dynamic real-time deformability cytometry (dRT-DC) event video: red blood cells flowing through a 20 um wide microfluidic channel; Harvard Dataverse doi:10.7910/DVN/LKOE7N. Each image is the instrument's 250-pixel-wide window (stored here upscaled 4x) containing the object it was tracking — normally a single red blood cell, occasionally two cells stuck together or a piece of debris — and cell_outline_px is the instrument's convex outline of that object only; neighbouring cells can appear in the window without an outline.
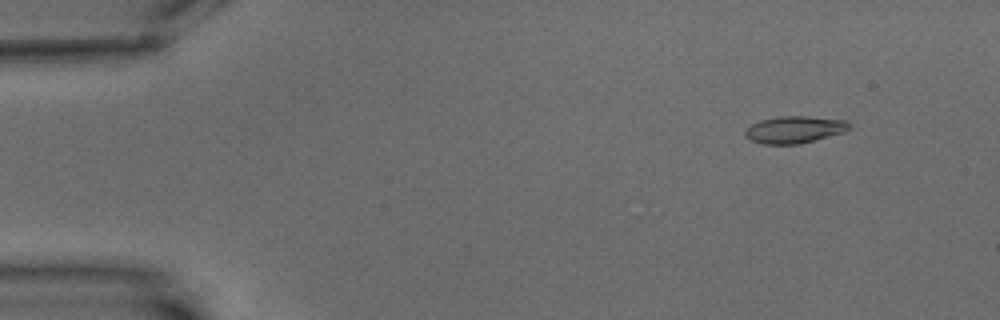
{"species": "common noctule bat (a hibernating species)", "species_latin": "Nyctalus noctula", "temperature_condition": "warm", "stored_images_in_passage": 9, "camera_frame_rate_fps": 3000, "um_per_image_px": 0.085, "animal": {"sex": "male", "body_mass_g": 15.6}, "frame": {"image": 1, "passage_image": 2, "time_ms": 1.0, "image_size_px": [1000, 320], "cell_outline_px": [[852, 124], [844, 132], [800, 144], [764, 144], [752, 140], [744, 136], [744, 132], [752, 124], [760, 120], [780, 116], [804, 116], [848, 120]], "centroid_in_image_um": [67.55, 11.01], "position_along_channel_um": 17.5, "area_um2": 16.36}}
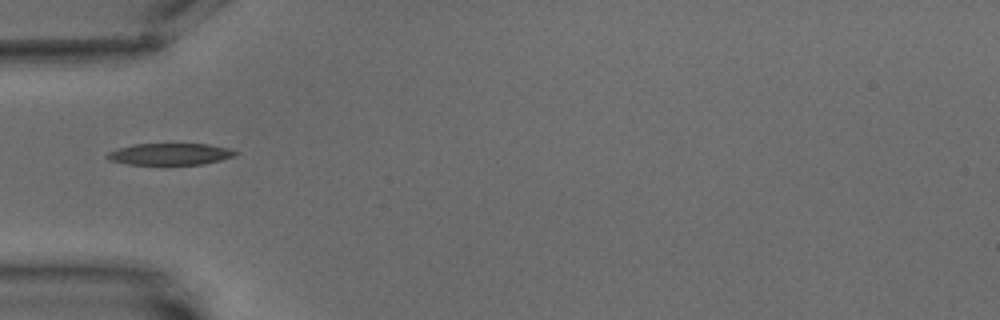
{"frame": {"image": 2, "passage_image": 6, "time_ms": 5.667, "image_size_px": [1000, 320], "cell_outline_px": [[240, 152], [236, 156], [204, 164], [128, 164], [108, 160], [104, 156], [108, 152], [120, 148], [136, 144], [208, 144], [228, 148]], "centroid_in_image_um": [14.48, 13.1], "position_along_channel_um": 70.5, "area_um2": 16.13}}
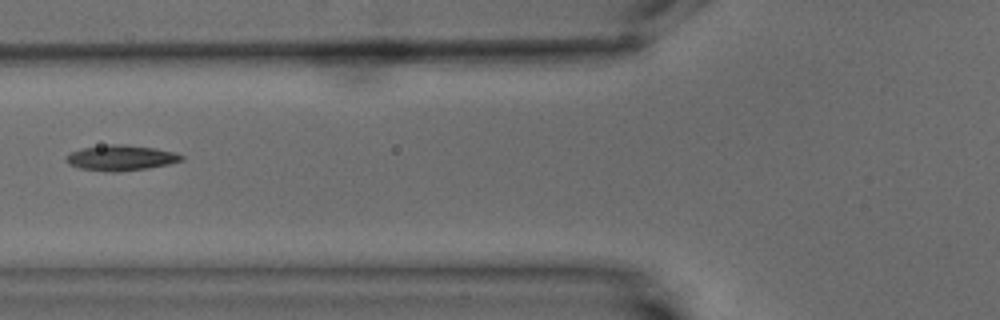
{"frame": {"image": 3, "passage_image": 7, "time_ms": 7.0, "image_size_px": [1000, 320], "cell_outline_px": [[184, 160], [168, 164], [148, 168], [116, 172], [112, 172], [80, 168], [68, 164], [64, 160], [64, 156], [80, 148], [108, 144], [124, 144], [152, 148], [176, 152], [184, 156]], "centroid_in_image_um": [10.25, 13.41], "position_along_channel_um": 115.5, "area_um2": 17.17}}